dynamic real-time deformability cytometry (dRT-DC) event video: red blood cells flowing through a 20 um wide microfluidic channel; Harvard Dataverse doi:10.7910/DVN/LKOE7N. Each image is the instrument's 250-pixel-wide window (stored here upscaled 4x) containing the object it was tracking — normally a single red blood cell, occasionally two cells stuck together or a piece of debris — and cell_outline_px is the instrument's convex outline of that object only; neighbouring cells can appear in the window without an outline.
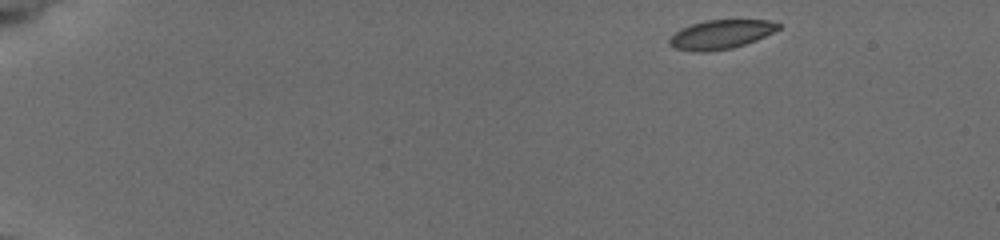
{"species": "common noctule bat (a hibernating species)", "species_latin": "Nyctalus noctula", "temperature_condition": "cold", "stored_images_in_passage": 49, "camera_frame_rate_fps": 3000, "um_per_image_px": 0.085, "animal": {"sex": "female", "body_mass_g": 19.5, "forearm_length_mm": 54.1}, "frame": {"image": 1, "passage_image": 1, "time_ms": 0.0, "image_size_px": [1000, 240], "cell_outline_px": [[780, 28], [756, 40], [732, 48], [708, 52], [696, 52], [676, 48], [668, 44], [668, 40], [680, 28], [692, 24], [708, 20], [768, 20], [780, 24]], "centroid_in_image_um": [61.25, 2.93], "position_along_channel_um": 23.8, "area_um2": 18.26}}
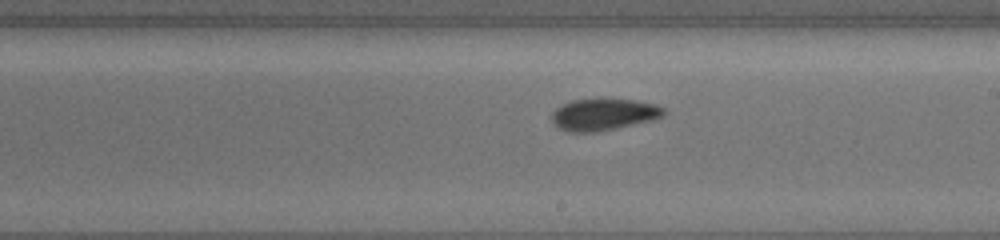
{"frame": {"image": 2, "passage_image": 28, "time_ms": 9.0, "image_size_px": [1000, 240], "cell_outline_px": [[668, 112], [664, 116], [652, 120], [596, 132], [568, 132], [552, 124], [552, 112], [556, 108], [572, 100], [636, 100], [656, 104], [664, 108]], "centroid_in_image_um": [51.33, 9.74], "position_along_channel_um": 237.7, "area_um2": 20.52}}
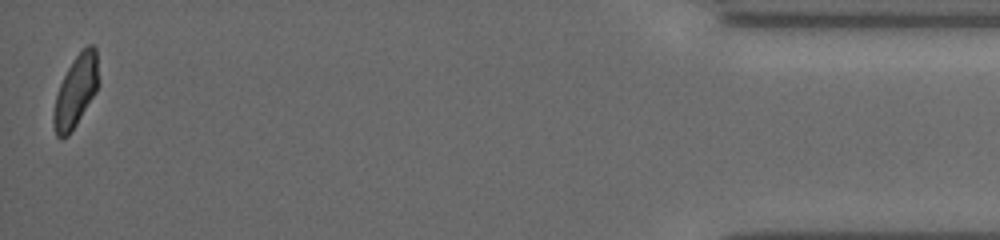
{"frame": {"image": 3, "passage_image": 49, "time_ms": 16.0, "image_size_px": [1000, 240], "cell_outline_px": [[100, 84], [96, 92], [76, 124], [68, 136], [60, 140], [56, 136], [52, 124], [52, 116], [56, 96], [60, 84], [68, 68], [76, 56], [88, 44], [92, 44], [96, 48], [100, 80]], "centroid_in_image_um": [6.45, 7.77], "position_along_channel_um": 428.7, "area_um2": 18.96}, "authors_computed_cell_mechanics": {"area_um2": 19.5364, "velocity_mm_per_s": 3.7622, "shape_relaxation_time_tau1_ms": 3.2583, "shape_relaxation_time_tau2_ms": 4.3258, "deformation_change_tau1": 0.0847, "deformation_change_tau2": 0.0832}}